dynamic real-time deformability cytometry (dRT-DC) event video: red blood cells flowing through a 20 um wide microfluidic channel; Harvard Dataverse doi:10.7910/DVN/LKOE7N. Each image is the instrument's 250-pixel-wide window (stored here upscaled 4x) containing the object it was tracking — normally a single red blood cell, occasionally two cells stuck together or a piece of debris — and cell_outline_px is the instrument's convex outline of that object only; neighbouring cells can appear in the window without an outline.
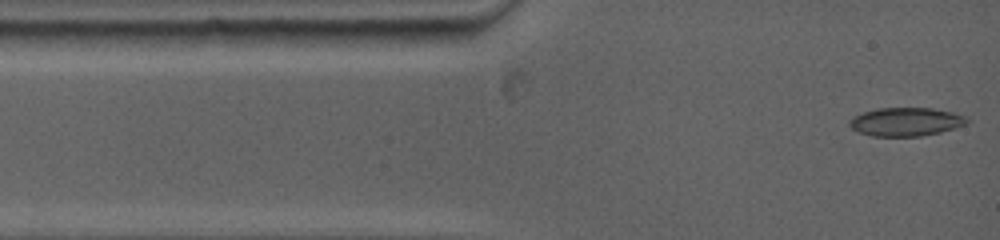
{"species": "common noctule bat (a hibernating species)", "species_latin": "Nyctalus noctula", "temperature_condition": "warm", "stored_images_in_passage": 29, "camera_frame_rate_fps": 5000, "um_per_image_px": 0.085, "animal": {"sex": "female", "body_mass_g": 19.0, "forearm_length_mm": 53.3}, "frame": {"image": 1, "passage_image": 1, "time_ms": 0.0, "image_size_px": [1000, 240], "cell_outline_px": [[972, 120], [968, 124], [940, 132], [920, 136], [872, 136], [856, 132], [848, 124], [848, 120], [852, 116], [876, 108], [932, 108], [952, 112], [964, 116]], "centroid_in_image_um": [76.98, 10.35], "position_along_channel_um": 8.0, "area_um2": 19.71}}
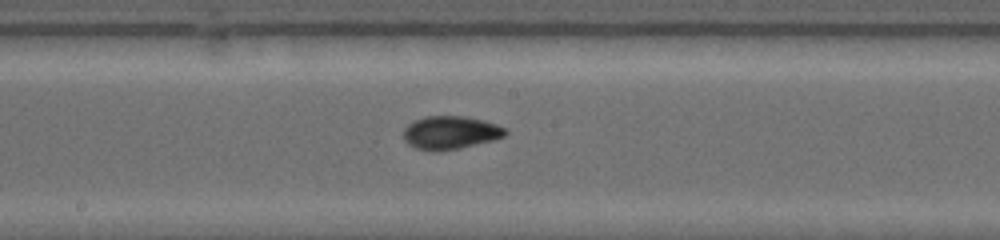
{"frame": {"image": 2, "passage_image": 16, "time_ms": 6.2, "image_size_px": [1000, 240], "cell_outline_px": [[508, 132], [504, 136], [456, 148], [420, 148], [412, 144], [404, 136], [404, 128], [412, 120], [424, 116], [464, 116], [484, 120], [496, 124], [504, 128]], "centroid_in_image_um": [38.3, 11.19], "position_along_channel_um": 209.9, "area_um2": 18.55}}
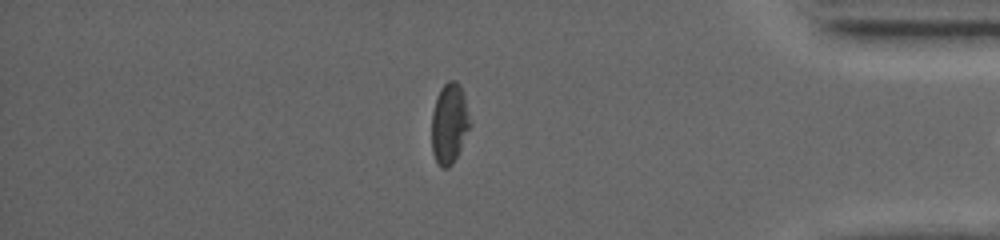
{"frame": {"image": 3, "passage_image": 28, "time_ms": 11.8, "image_size_px": [1000, 240], "cell_outline_px": [[472, 124], [452, 164], [448, 168], [444, 168], [436, 160], [432, 152], [432, 112], [436, 96], [440, 88], [448, 80], [456, 80], [460, 84], [464, 96]], "centroid_in_image_um": [38.2, 10.45], "position_along_channel_um": 397.0, "area_um2": 17.98}, "authors_computed_cell_mechanics": {"area_um2": 18.3226, "velocity_mm_per_s": 3.9402, "shape_relaxation_time_tau1_ms": 5.8557, "shape_relaxation_time_tau2_ms": 2.1532, "deformation_change_tau1": 0.1459, "deformation_change_tau2": 0.0466}}